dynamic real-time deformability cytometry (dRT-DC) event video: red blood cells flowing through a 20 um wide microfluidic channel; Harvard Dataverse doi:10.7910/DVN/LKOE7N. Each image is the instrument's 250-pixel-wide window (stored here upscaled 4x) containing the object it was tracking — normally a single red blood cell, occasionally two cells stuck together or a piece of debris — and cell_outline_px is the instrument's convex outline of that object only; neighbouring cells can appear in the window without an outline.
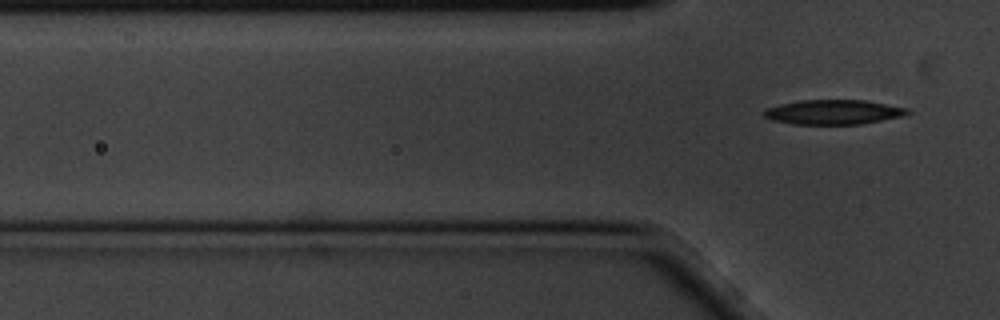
{"species": "common noctule bat (a hibernating species)", "species_latin": "Nyctalus noctula", "temperature_condition": "cold", "stored_images_in_passage": 2, "camera_frame_rate_fps": 3000, "um_per_image_px": 0.085, "animal": {"sex": "male", "body_mass_g": 20.1, "forearm_length_mm": 53.5}, "frame": {"image": 1, "passage_image": 2, "time_ms": 0.333, "image_size_px": [1000, 320], "cell_outline_px": [[912, 112], [904, 116], [860, 124], [792, 124], [772, 120], [764, 116], [760, 112], [764, 108], [780, 104], [800, 100], [864, 100], [908, 108]], "centroid_in_image_um": [70.81, 9.52], "position_along_channel_um": 55.0, "area_um2": 20.75}}